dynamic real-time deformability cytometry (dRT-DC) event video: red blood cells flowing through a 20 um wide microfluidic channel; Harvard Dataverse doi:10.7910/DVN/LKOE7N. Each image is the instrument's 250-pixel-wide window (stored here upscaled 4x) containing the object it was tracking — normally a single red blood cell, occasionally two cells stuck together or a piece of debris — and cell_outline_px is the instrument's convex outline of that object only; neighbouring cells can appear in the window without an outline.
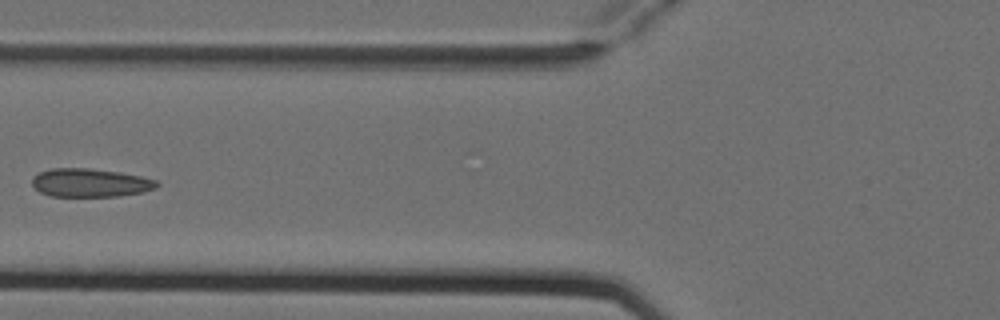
{"species": "Egyptian fruit bat (a non-hibernating species)", "species_latin": "Rousettus aegyptiacus", "temperature_condition": "cold", "stored_images_in_passage": 7, "camera_frame_rate_fps": 3000, "um_per_image_px": 0.085, "animal": {"sex": "female"}, "frame": {"image": 1, "passage_image": 6, "time_ms": 1.667, "image_size_px": [1000, 320], "cell_outline_px": [[160, 184], [156, 188], [144, 192], [116, 196], [48, 196], [40, 192], [32, 184], [32, 176], [40, 172], [52, 168], [88, 168], [120, 172], [140, 176], [156, 180]], "centroid_in_image_um": [7.67, 15.53], "position_along_channel_um": 118.1, "area_um2": 20.69}}
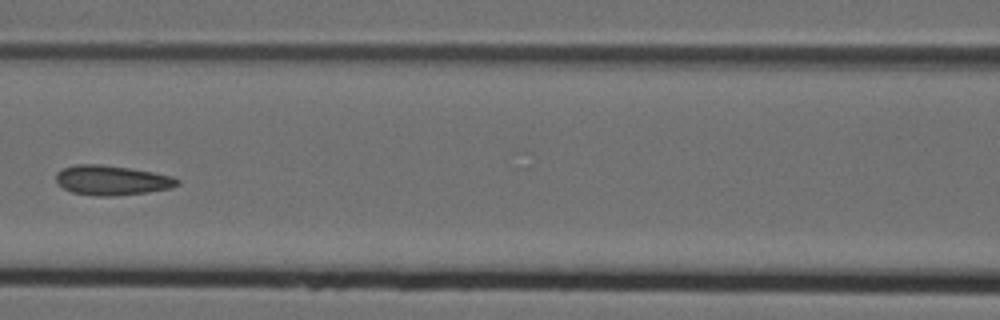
{"frame": {"image": 2, "passage_image": 7, "time_ms": 2.0, "image_size_px": [1000, 320], "cell_outline_px": [[180, 184], [172, 188], [148, 192], [112, 196], [96, 196], [72, 192], [64, 188], [56, 180], [56, 172], [64, 168], [76, 164], [100, 164], [128, 168], [152, 172], [172, 176], [180, 180]], "centroid_in_image_um": [9.53, 15.32], "position_along_channel_um": 157.1, "area_um2": 20.92}}